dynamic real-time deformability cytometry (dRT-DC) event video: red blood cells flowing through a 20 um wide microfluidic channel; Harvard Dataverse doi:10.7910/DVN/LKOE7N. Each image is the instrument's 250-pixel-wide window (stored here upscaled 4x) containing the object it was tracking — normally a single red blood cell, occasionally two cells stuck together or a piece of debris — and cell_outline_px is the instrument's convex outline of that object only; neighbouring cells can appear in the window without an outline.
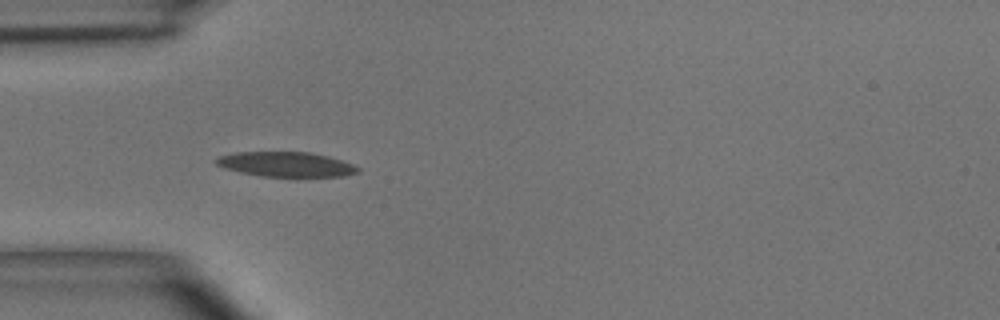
{"species": "common noctule bat (a hibernating species)", "species_latin": "Nyctalus noctula", "temperature_condition": "room temperature", "stored_images_in_passage": 39, "camera_frame_rate_fps": 3000, "um_per_image_px": 0.085, "animal": {"sex": "male", "body_mass_g": 15.6}, "frame": {"image": 1, "passage_image": 4, "time_ms": 1.0, "image_size_px": [1000, 320], "cell_outline_px": [[360, 172], [344, 176], [260, 176], [240, 172], [224, 168], [216, 164], [216, 160], [220, 156], [236, 152], [308, 152], [328, 156], [352, 164], [360, 168]], "centroid_in_image_um": [24.32, 13.97], "position_along_channel_um": 60.7, "area_um2": 20.29}}
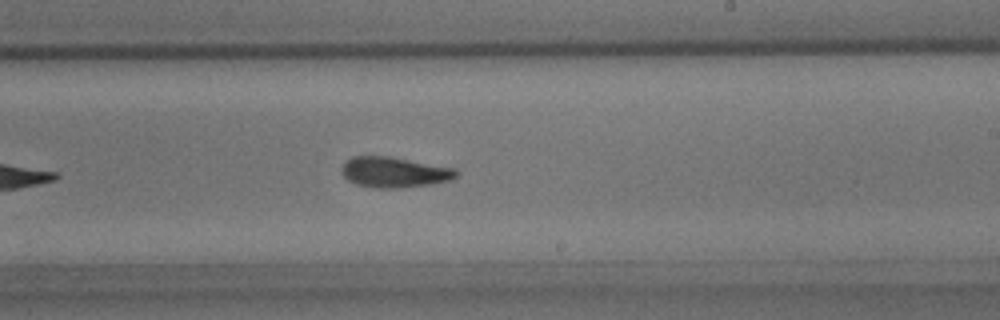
{"frame": {"image": 2, "passage_image": 19, "time_ms": 6.0, "image_size_px": [1000, 320], "cell_outline_px": [[460, 172], [452, 180], [432, 184], [400, 188], [372, 188], [356, 184], [348, 180], [344, 176], [340, 168], [352, 156], [388, 156], [456, 168]], "centroid_in_image_um": [33.54, 14.64], "position_along_channel_um": 255.5, "area_um2": 20.52}}
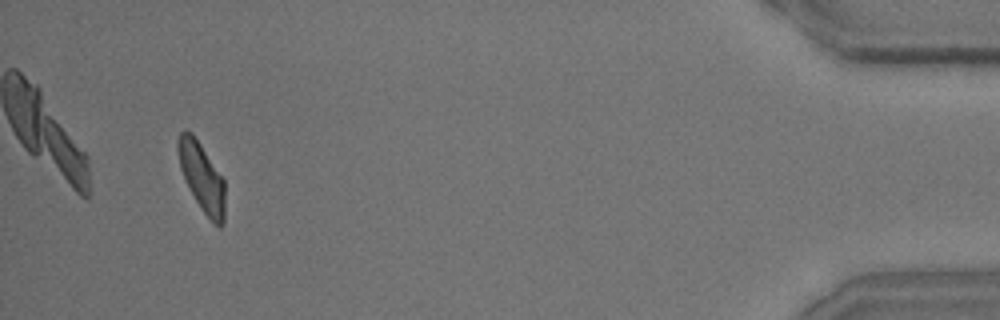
{"frame": {"image": 3, "passage_image": 37, "time_ms": 12.0, "image_size_px": [1000, 320], "cell_outline_px": [[224, 224], [220, 228], [204, 212], [196, 200], [180, 168], [176, 148], [176, 144], [180, 132], [184, 128], [192, 132], [224, 180]], "centroid_in_image_um": [17.13, 15.0], "position_along_channel_um": 418.1, "area_um2": 18.38}, "authors_computed_cell_mechanics": {"area_um2": 20.0566, "velocity_mm_per_s": 3.9197, "shape_relaxation_time_tau1_ms": 3.8227, "shape_relaxation_time_tau2_ms": 2.5043, "deformation_change_tau1": 0.1475, "deformation_change_tau2": 0.0992}}